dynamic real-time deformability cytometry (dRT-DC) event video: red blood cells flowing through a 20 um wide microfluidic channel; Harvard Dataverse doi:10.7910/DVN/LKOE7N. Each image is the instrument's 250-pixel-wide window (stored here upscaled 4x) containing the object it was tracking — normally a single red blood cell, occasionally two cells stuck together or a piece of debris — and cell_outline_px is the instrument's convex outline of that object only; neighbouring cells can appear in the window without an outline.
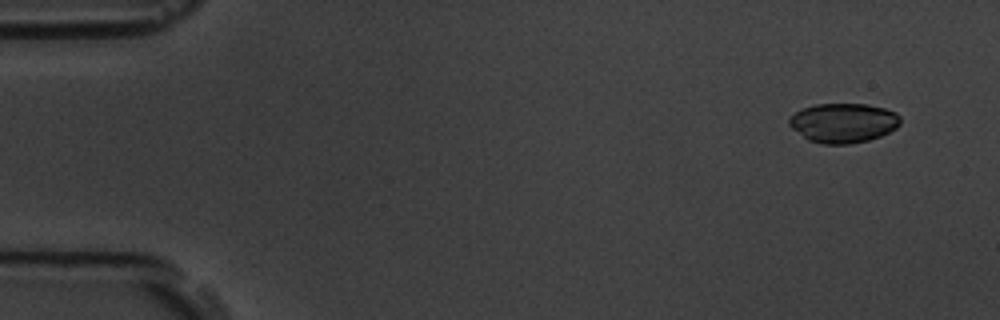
{"species": "common noctule bat (a hibernating species)", "species_latin": "Nyctalus noctula", "temperature_condition": "room temperature", "stored_images_in_passage": 8, "camera_frame_rate_fps": 3000, "um_per_image_px": 0.085, "animal": {"sex": "male", "body_mass_g": 19.5, "forearm_length_mm": 54.6}, "frame": {"image": 1, "passage_image": 1, "time_ms": 0.0, "image_size_px": [1000, 320], "cell_outline_px": [[900, 124], [896, 128], [880, 136], [868, 140], [848, 144], [824, 144], [808, 140], [792, 128], [788, 124], [788, 120], [796, 112], [804, 108], [816, 104], [868, 104], [884, 108], [896, 112], [900, 116]], "centroid_in_image_um": [71.7, 10.44], "position_along_channel_um": 13.3, "area_um2": 25.49}}
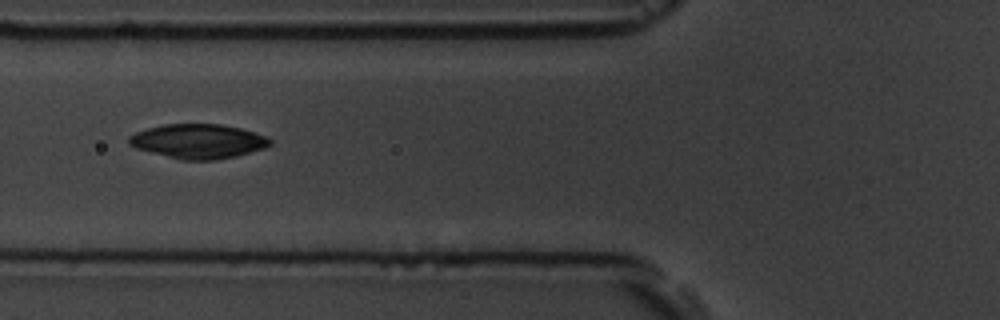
{"frame": {"image": 2, "passage_image": 6, "time_ms": 6.0, "image_size_px": [1000, 320], "cell_outline_px": [[272, 144], [264, 148], [236, 156], [216, 160], [180, 160], [136, 148], [128, 144], [128, 136], [136, 132], [148, 128], [164, 124], [220, 124], [240, 128], [256, 132], [268, 136], [272, 140]], "centroid_in_image_um": [16.87, 12.01], "position_along_channel_um": 108.9, "area_um2": 28.44}}
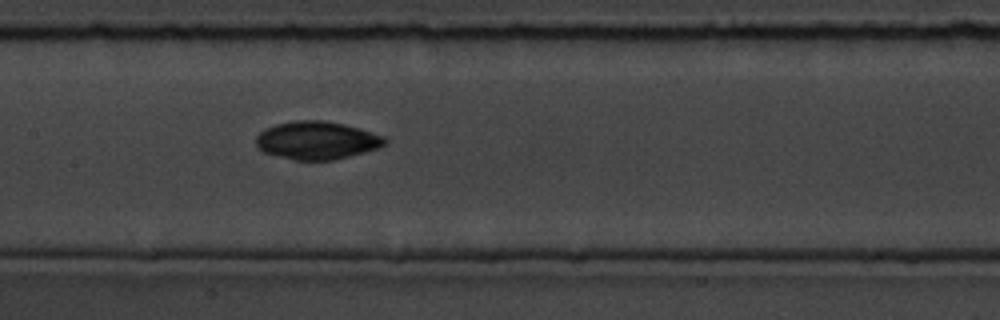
{"frame": {"image": 3, "passage_image": 8, "time_ms": 8.0, "image_size_px": [1000, 320], "cell_outline_px": [[388, 140], [380, 148], [332, 160], [296, 160], [264, 152], [256, 144], [256, 136], [264, 128], [276, 124], [296, 120], [324, 120], [344, 124], [384, 136]], "centroid_in_image_um": [26.93, 11.92], "position_along_channel_um": 180.5, "area_um2": 28.32}}